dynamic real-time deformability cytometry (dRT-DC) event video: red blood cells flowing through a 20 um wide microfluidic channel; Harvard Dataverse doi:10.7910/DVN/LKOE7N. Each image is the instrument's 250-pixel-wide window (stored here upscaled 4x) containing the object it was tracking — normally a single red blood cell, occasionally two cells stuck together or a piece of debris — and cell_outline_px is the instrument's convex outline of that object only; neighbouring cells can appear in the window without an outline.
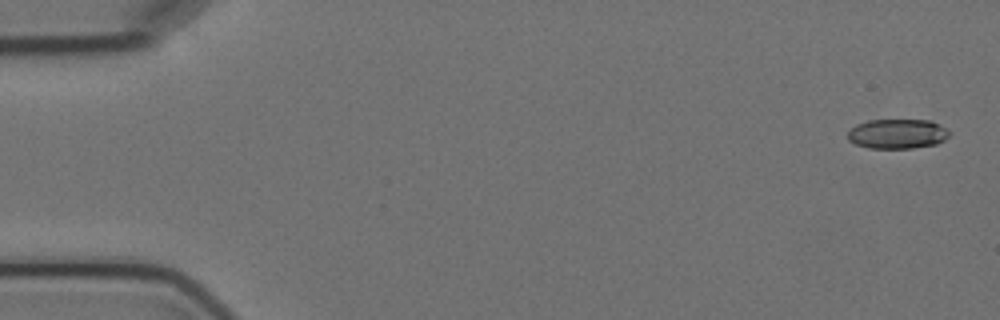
{"species": "Egyptian fruit bat (a non-hibernating species)", "species_latin": "Rousettus aegyptiacus", "temperature_condition": "cold", "stored_images_in_passage": 6, "camera_frame_rate_fps": 3000, "um_per_image_px": 0.085, "animal": {"sex": "female"}, "frame": {"image": 1, "passage_image": 1, "time_ms": 0.0, "image_size_px": [1000, 320], "cell_outline_px": [[952, 132], [944, 140], [936, 144], [912, 148], [868, 148], [856, 144], [848, 140], [848, 132], [856, 124], [868, 120], [932, 120], [940, 124]], "centroid_in_image_um": [76.3, 11.37], "position_along_channel_um": 8.7, "area_um2": 17.69}}
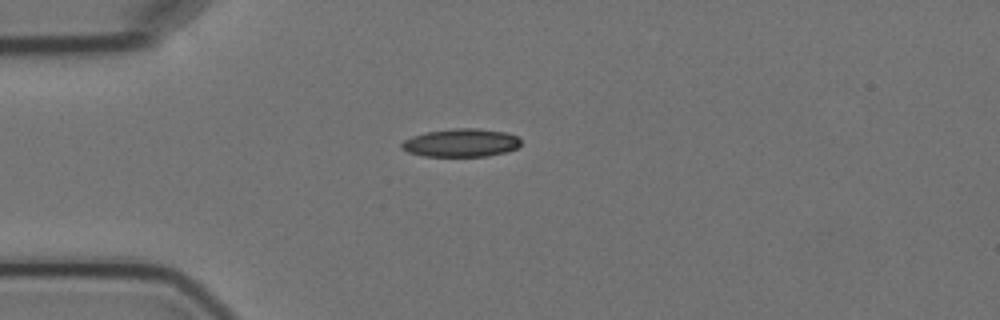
{"frame": {"image": 2, "passage_image": 5, "time_ms": 4.333, "image_size_px": [1000, 320], "cell_outline_px": [[520, 144], [516, 148], [504, 152], [488, 156], [424, 156], [408, 152], [400, 148], [400, 144], [404, 140], [412, 136], [428, 132], [456, 128], [476, 128], [508, 132], [516, 136], [520, 140]], "centroid_in_image_um": [39.18, 12.14], "position_along_channel_um": 45.8, "area_um2": 19.48}}
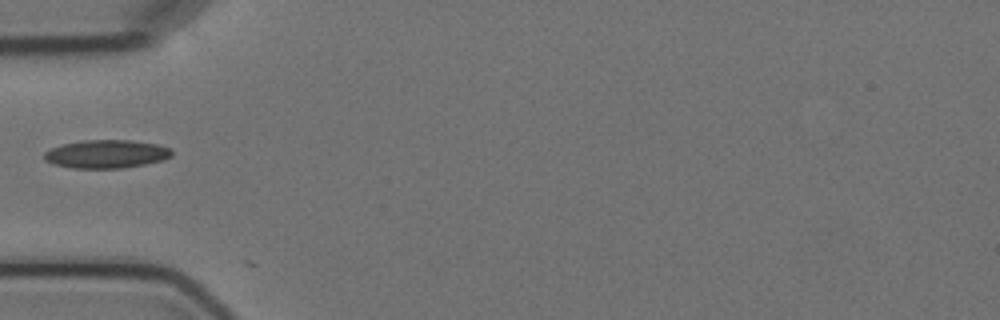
{"frame": {"image": 3, "passage_image": 6, "time_ms": 5.667, "image_size_px": [1000, 320], "cell_outline_px": [[172, 156], [160, 160], [144, 164], [120, 168], [72, 168], [52, 164], [44, 160], [44, 152], [48, 148], [80, 140], [132, 140], [160, 144], [172, 148]], "centroid_in_image_um": [9.02, 13.08], "position_along_channel_um": 76.0, "area_um2": 21.21}}